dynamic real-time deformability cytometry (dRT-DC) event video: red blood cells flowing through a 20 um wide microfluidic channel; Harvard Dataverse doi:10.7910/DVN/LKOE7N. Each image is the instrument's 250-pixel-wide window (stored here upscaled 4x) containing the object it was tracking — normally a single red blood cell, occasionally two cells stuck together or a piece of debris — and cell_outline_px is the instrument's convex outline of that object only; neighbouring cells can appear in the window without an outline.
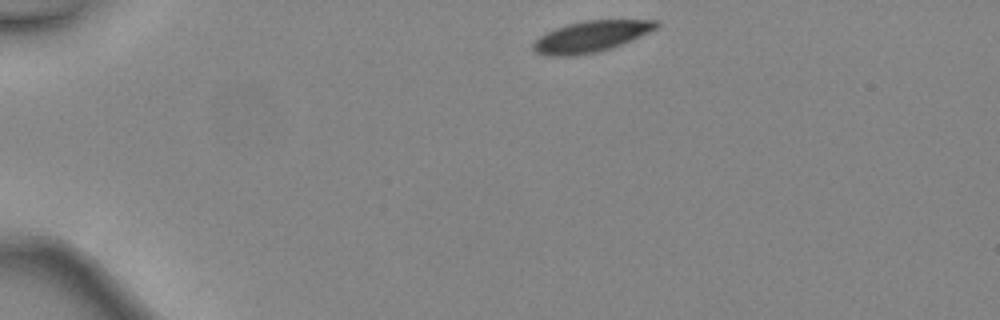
{"species": "common noctule bat (a hibernating species)", "species_latin": "Nyctalus noctula", "temperature_condition": "warm", "stored_images_in_passage": 38, "camera_frame_rate_fps": 3000, "um_per_image_px": 0.085, "animal": {"sex": "female", "body_mass_g": 24.6, "forearm_length_mm": 56.2}, "frame": {"image": 1, "passage_image": 1, "time_ms": 0.0, "image_size_px": [1000, 320], "cell_outline_px": [[660, 24], [656, 28], [640, 36], [612, 48], [596, 52], [576, 56], [544, 56], [536, 52], [532, 48], [532, 44], [540, 36], [556, 28], [568, 24], [584, 20], [660, 20]], "centroid_in_image_um": [50.22, 3.11], "position_along_channel_um": 34.8, "area_um2": 22.25}}
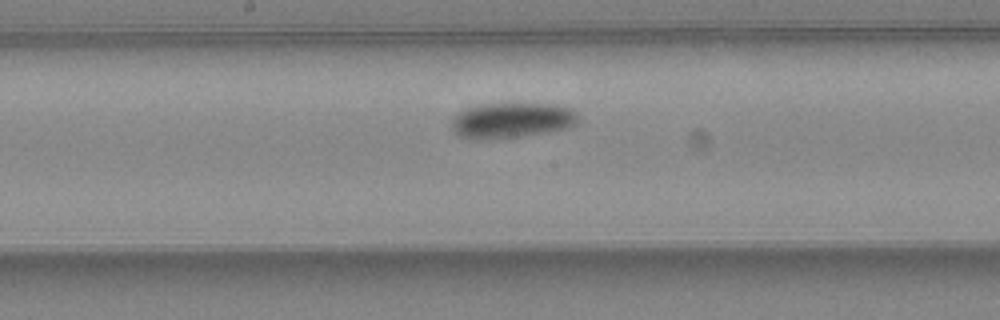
{"frame": {"image": 2, "passage_image": 17, "time_ms": 5.333, "image_size_px": [1000, 320], "cell_outline_px": [[576, 124], [568, 128], [520, 136], [480, 140], [460, 136], [452, 132], [448, 120], [460, 112], [468, 108], [480, 104], [556, 104], [568, 108], [576, 112]], "centroid_in_image_um": [43.41, 10.23], "position_along_channel_um": 204.8, "area_um2": 26.01}}
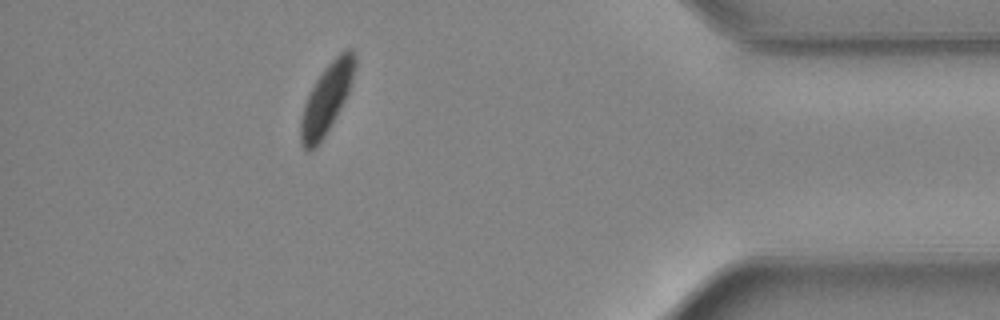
{"frame": {"image": 3, "passage_image": 33, "time_ms": 10.667, "image_size_px": [1000, 320], "cell_outline_px": [[356, 68], [352, 84], [336, 116], [324, 136], [308, 152], [300, 144], [300, 120], [304, 104], [316, 80], [324, 68], [344, 48], [352, 48], [356, 56]], "centroid_in_image_um": [27.78, 8.33], "position_along_channel_um": 407.4, "area_um2": 21.73}}